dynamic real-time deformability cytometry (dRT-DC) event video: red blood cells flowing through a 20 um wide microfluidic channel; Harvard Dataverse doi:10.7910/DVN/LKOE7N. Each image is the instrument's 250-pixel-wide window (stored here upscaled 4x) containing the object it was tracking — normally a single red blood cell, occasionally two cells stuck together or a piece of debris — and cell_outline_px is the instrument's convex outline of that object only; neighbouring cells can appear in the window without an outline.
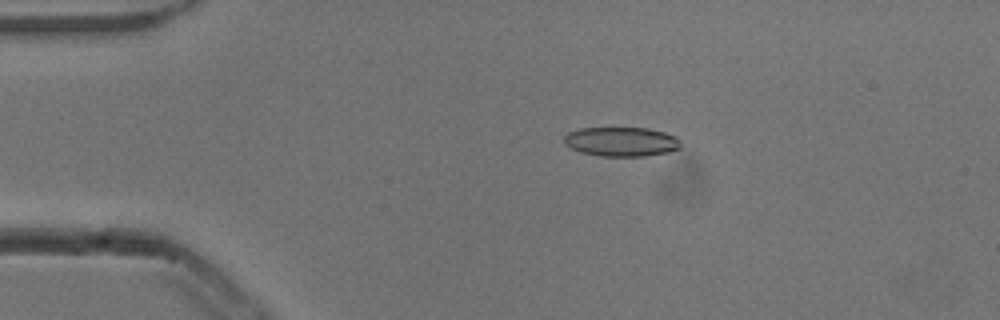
{"species": "common noctule bat (a hibernating species)", "species_latin": "Nyctalus noctula", "temperature_condition": "cold", "stored_images_in_passage": 47, "camera_frame_rate_fps": 3000, "um_per_image_px": 0.085, "animal": {"sex": "male", "body_mass_g": 13.3}, "frame": {"image": 1, "passage_image": 4, "time_ms": 1.0, "image_size_px": [1000, 320], "cell_outline_px": [[680, 148], [668, 152], [644, 156], [600, 156], [580, 152], [572, 148], [564, 140], [564, 136], [568, 132], [580, 128], [648, 128], [664, 132], [676, 136], [680, 140]], "centroid_in_image_um": [52.84, 12.04], "position_along_channel_um": 32.2, "area_um2": 19.88}}
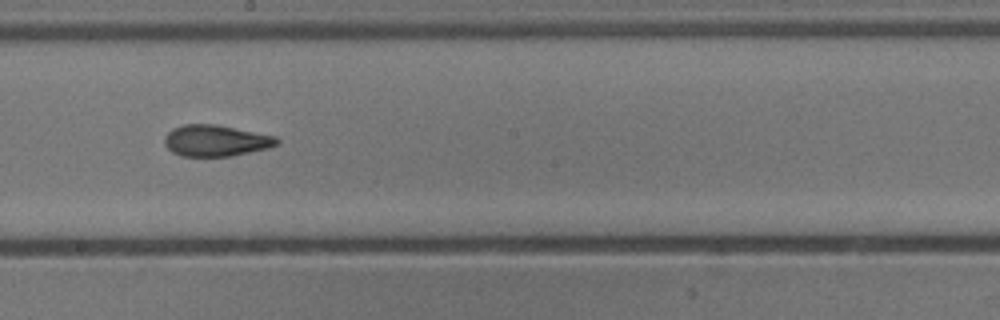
{"frame": {"image": 2, "passage_image": 23, "time_ms": 7.333, "image_size_px": [1000, 320], "cell_outline_px": [[280, 140], [276, 144], [268, 148], [228, 156], [180, 156], [172, 152], [164, 144], [164, 136], [172, 128], [184, 124], [216, 124], [276, 136]], "centroid_in_image_um": [18.3, 11.94], "position_along_channel_um": 229.9, "area_um2": 20.46}}
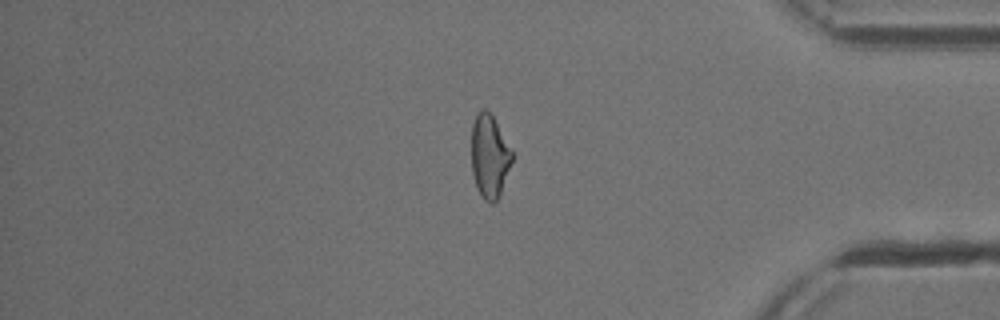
{"frame": {"image": 3, "passage_image": 38, "time_ms": 12.333, "image_size_px": [1000, 320], "cell_outline_px": [[512, 160], [500, 196], [492, 204], [484, 200], [476, 188], [472, 172], [472, 124], [476, 112], [480, 108], [484, 108], [492, 112], [512, 152]], "centroid_in_image_um": [41.59, 13.24], "position_along_channel_um": 393.6, "area_um2": 19.94}, "authors_computed_cell_mechanics": {"area_um2": 20.4034, "velocity_mm_per_s": 3.8519, "shape_relaxation_time_tau1_ms": 8.5269, "shape_relaxation_time_tau2_ms": 2.1062, "deformation_change_tau1": 0.2055, "deformation_change_tau2": 0.0916}}